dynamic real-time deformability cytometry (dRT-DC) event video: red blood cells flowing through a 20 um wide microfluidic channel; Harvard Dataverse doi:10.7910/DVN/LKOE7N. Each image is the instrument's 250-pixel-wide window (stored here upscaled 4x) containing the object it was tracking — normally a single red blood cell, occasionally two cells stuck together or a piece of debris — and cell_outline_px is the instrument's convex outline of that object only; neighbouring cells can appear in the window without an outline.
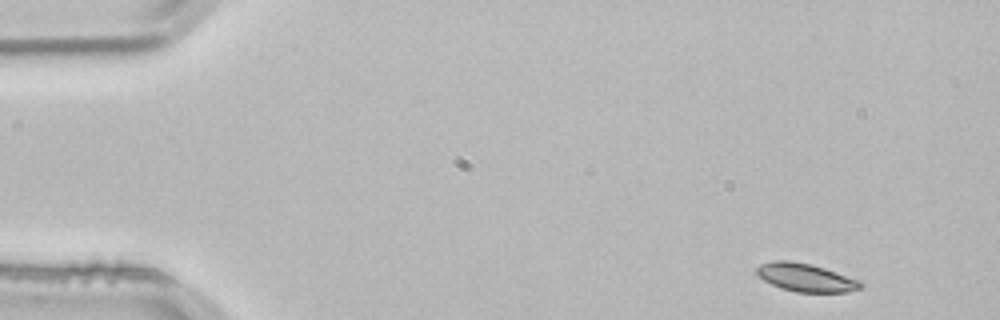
{"species": "common noctule bat (a hibernating species)", "species_latin": "Nyctalus noctula", "temperature_condition": "room temperature", "stored_images_in_passage": 51, "camera_frame_rate_fps": 3000, "um_per_image_px": 0.085, "animal": {"sex": "male", "body_mass_g": 21.5, "forearm_length_mm": 52.0}, "frame": {"image": 1, "passage_image": 2, "time_ms": 0.333, "image_size_px": [1000, 320], "cell_outline_px": [[864, 284], [860, 288], [848, 292], [796, 292], [780, 288], [764, 280], [756, 272], [756, 268], [760, 264], [772, 260], [788, 260], [812, 264], [860, 280]], "centroid_in_image_um": [68.49, 23.58], "position_along_channel_um": 16.5, "area_um2": 17.05}}
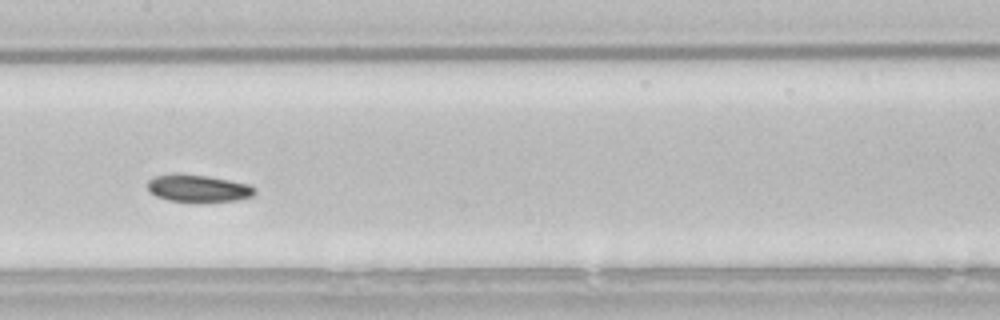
{"frame": {"image": 2, "passage_image": 24, "time_ms": 7.667, "image_size_px": [1000, 320], "cell_outline_px": [[256, 192], [252, 196], [236, 200], [168, 200], [156, 196], [148, 188], [148, 180], [156, 176], [172, 172], [208, 176], [248, 184], [256, 188]], "centroid_in_image_um": [16.83, 15.96], "position_along_channel_um": 190.6, "area_um2": 16.59}}
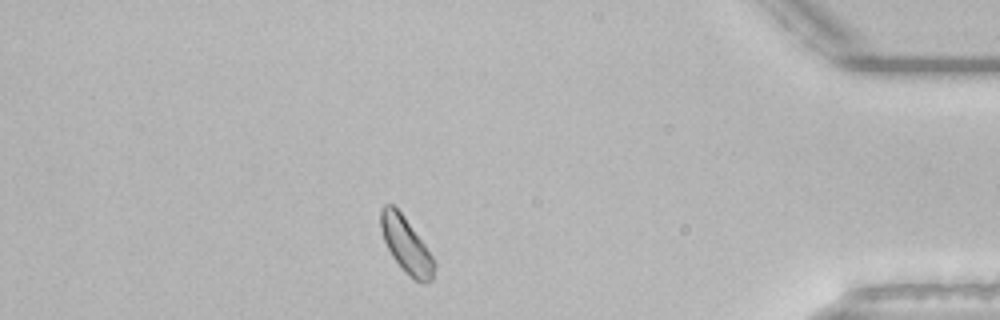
{"frame": {"image": 3, "passage_image": 44, "time_ms": 14.333, "image_size_px": [1000, 320], "cell_outline_px": [[436, 264], [432, 280], [424, 284], [416, 280], [392, 256], [384, 240], [380, 228], [380, 208], [384, 204], [392, 204], [404, 216], [424, 244], [432, 256]], "centroid_in_image_um": [34.51, 20.79], "position_along_channel_um": 400.7, "area_um2": 16.88}, "authors_computed_cell_mechanics": {"area_um2": 17.2244, "velocity_mm_per_s": 3.7793, "shape_relaxation_time_tau1_ms": 2.3266, "shape_relaxation_time_tau2_ms": 9.6538, "deformation_change_tau1": 0.0742, "deformation_change_tau2": 0.1347}}